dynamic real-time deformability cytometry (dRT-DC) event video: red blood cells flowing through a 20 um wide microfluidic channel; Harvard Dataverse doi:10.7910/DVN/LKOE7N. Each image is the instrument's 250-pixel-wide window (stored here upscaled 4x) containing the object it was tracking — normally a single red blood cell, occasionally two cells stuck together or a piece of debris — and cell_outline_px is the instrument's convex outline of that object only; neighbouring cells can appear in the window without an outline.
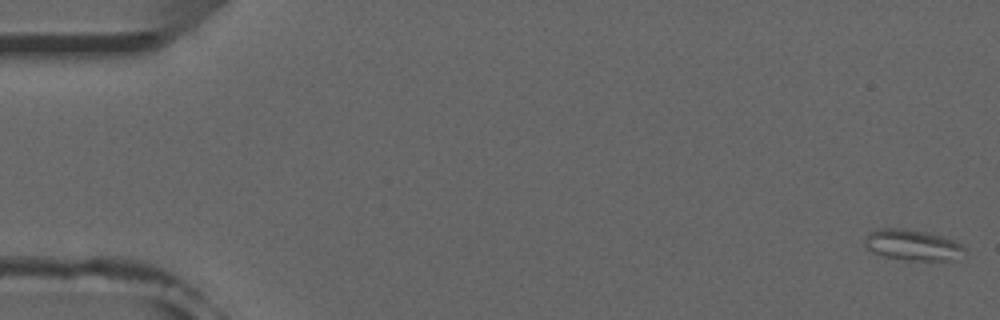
{"species": "common noctule bat (a hibernating species)", "species_latin": "Nyctalus noctula", "temperature_condition": "room temperature", "stored_images_in_passage": 52, "camera_frame_rate_fps": 3000, "um_per_image_px": 0.085, "animal": {"sex": "male", "forearm_length_mm": 52.5}, "frame": {"image": 1, "passage_image": 1, "time_ms": 0.0, "image_size_px": [1000, 320], "cell_outline_px": [[964, 248], [960, 260], [904, 260], [884, 256], [872, 252], [864, 244], [864, 240], [868, 232], [880, 228], [904, 228], [924, 232], [940, 236], [952, 240], [960, 244]], "centroid_in_image_um": [77.53, 20.83], "position_along_channel_um": 7.5, "area_um2": 17.86}}
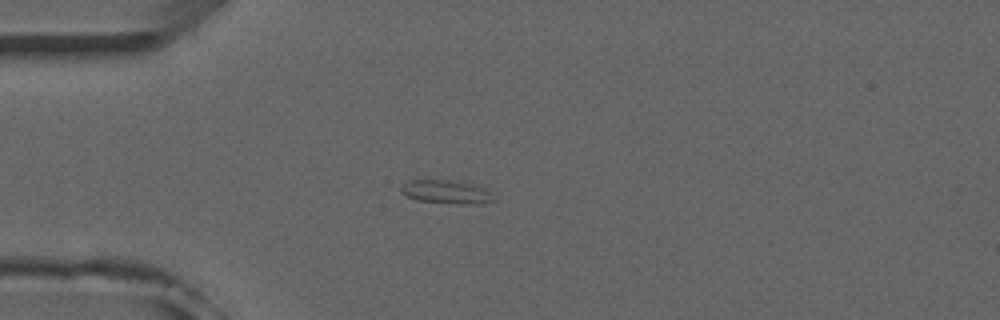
{"frame": {"image": 2, "passage_image": 14, "time_ms": 4.333, "image_size_px": [1000, 320], "cell_outline_px": [[496, 200], [484, 204], [456, 204], [416, 200], [400, 192], [400, 188], [408, 180], [448, 180], [472, 184], [484, 188]], "centroid_in_image_um": [37.93, 16.33], "position_along_channel_um": 47.1, "area_um2": 12.66}}
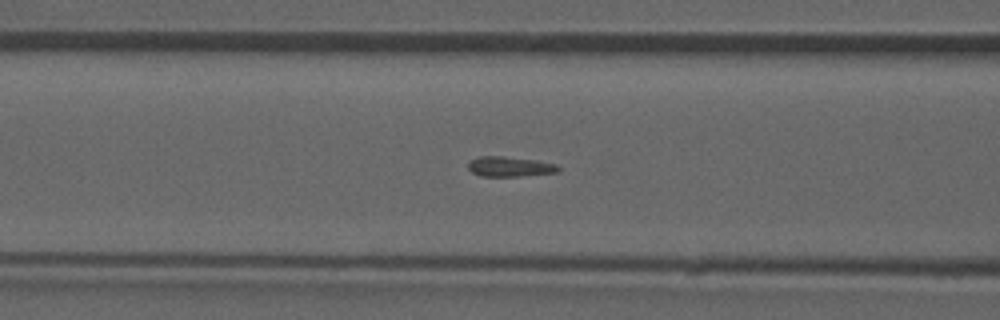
{"frame": {"image": 3, "passage_image": 21, "time_ms": 6.667, "image_size_px": [1000, 320], "cell_outline_px": [[560, 172], [520, 176], [480, 176], [472, 172], [468, 168], [468, 164], [472, 160], [480, 156], [504, 156], [536, 160], [556, 164], [560, 168]], "centroid_in_image_um": [43.36, 14.16], "position_along_channel_um": 123.2, "area_um2": 10.52}}